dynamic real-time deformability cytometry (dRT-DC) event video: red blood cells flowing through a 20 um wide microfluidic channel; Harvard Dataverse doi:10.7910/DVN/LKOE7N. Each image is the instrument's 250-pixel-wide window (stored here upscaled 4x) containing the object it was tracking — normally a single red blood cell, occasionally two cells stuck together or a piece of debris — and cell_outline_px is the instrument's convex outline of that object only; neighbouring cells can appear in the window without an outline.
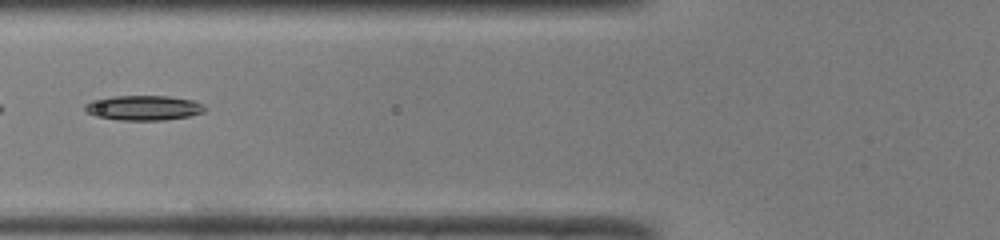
{"species": "common noctule bat (a hibernating species)", "species_latin": "Nyctalus noctula", "temperature_condition": "room temperature", "stored_images_in_passage": 38, "camera_frame_rate_fps": 3000, "um_per_image_px": 0.085, "animal": {"sex": "male", "body_mass_g": 19.0, "forearm_length_mm": 50.8}, "frame": {"image": 1, "passage_image": 8, "time_ms": 2.333, "image_size_px": [1000, 240], "cell_outline_px": [[208, 108], [204, 112], [188, 116], [164, 120], [120, 120], [96, 116], [88, 112], [84, 108], [84, 104], [92, 100], [112, 96], [168, 96], [192, 100], [204, 104]], "centroid_in_image_um": [12.23, 9.16], "position_along_channel_um": 113.6, "area_um2": 17.4}}
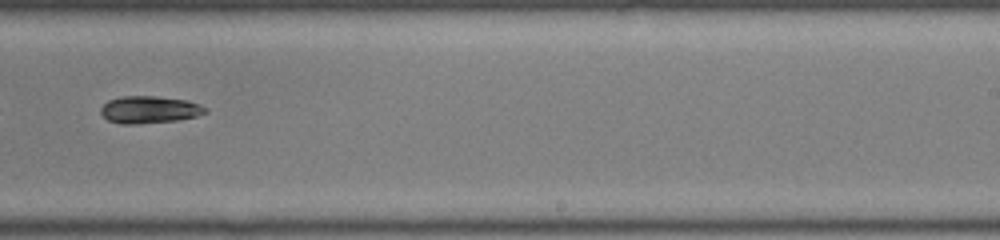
{"frame": {"image": 2, "passage_image": 20, "time_ms": 6.333, "image_size_px": [1000, 240], "cell_outline_px": [[208, 112], [196, 116], [176, 120], [136, 124], [120, 124], [108, 120], [100, 112], [100, 108], [108, 100], [120, 96], [156, 96], [188, 100], [200, 104], [208, 108]], "centroid_in_image_um": [12.71, 9.31], "position_along_channel_um": 276.3, "area_um2": 16.7}}
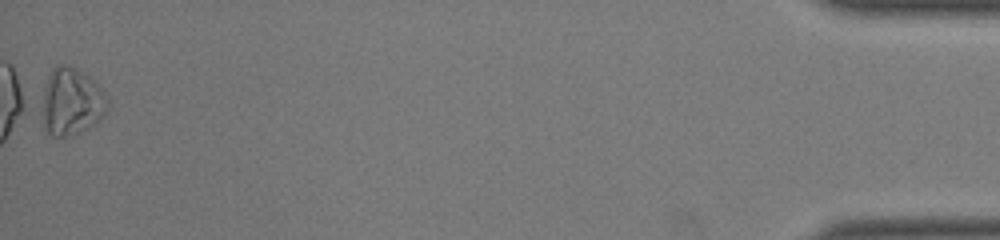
{"frame": {"image": 3, "passage_image": 38, "time_ms": 12.333, "image_size_px": [1000, 240], "cell_outline_px": [[108, 108], [100, 120], [88, 128], [64, 136], [52, 136], [44, 128], [44, 88], [48, 76], [52, 68], [56, 64], [64, 64], [88, 76], [100, 88], [108, 100]], "centroid_in_image_um": [6.08, 8.64], "position_along_channel_um": 429.1, "area_um2": 24.91}}